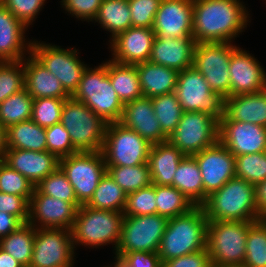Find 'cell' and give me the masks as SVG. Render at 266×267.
I'll return each instance as SVG.
<instances>
[{"mask_svg": "<svg viewBox=\"0 0 266 267\" xmlns=\"http://www.w3.org/2000/svg\"><path fill=\"white\" fill-rule=\"evenodd\" d=\"M243 4L240 0H193L195 42H233L250 23L249 11Z\"/></svg>", "mask_w": 266, "mask_h": 267, "instance_id": "obj_1", "label": "cell"}, {"mask_svg": "<svg viewBox=\"0 0 266 267\" xmlns=\"http://www.w3.org/2000/svg\"><path fill=\"white\" fill-rule=\"evenodd\" d=\"M207 226L202 206L169 218L157 252L161 263L207 248Z\"/></svg>", "mask_w": 266, "mask_h": 267, "instance_id": "obj_2", "label": "cell"}, {"mask_svg": "<svg viewBox=\"0 0 266 267\" xmlns=\"http://www.w3.org/2000/svg\"><path fill=\"white\" fill-rule=\"evenodd\" d=\"M208 220L258 221L255 185L234 177L201 205Z\"/></svg>", "mask_w": 266, "mask_h": 267, "instance_id": "obj_3", "label": "cell"}, {"mask_svg": "<svg viewBox=\"0 0 266 267\" xmlns=\"http://www.w3.org/2000/svg\"><path fill=\"white\" fill-rule=\"evenodd\" d=\"M123 212L94 209L81 205L77 209L76 218L71 230L74 248L77 245L98 248L99 246L115 245L116 251L120 242Z\"/></svg>", "mask_w": 266, "mask_h": 267, "instance_id": "obj_4", "label": "cell"}, {"mask_svg": "<svg viewBox=\"0 0 266 267\" xmlns=\"http://www.w3.org/2000/svg\"><path fill=\"white\" fill-rule=\"evenodd\" d=\"M72 97L83 102L107 124L121 119L124 104L110 82L107 61L94 69L87 67Z\"/></svg>", "mask_w": 266, "mask_h": 267, "instance_id": "obj_5", "label": "cell"}, {"mask_svg": "<svg viewBox=\"0 0 266 267\" xmlns=\"http://www.w3.org/2000/svg\"><path fill=\"white\" fill-rule=\"evenodd\" d=\"M254 222L208 220L207 249L212 266L243 265L248 229Z\"/></svg>", "mask_w": 266, "mask_h": 267, "instance_id": "obj_6", "label": "cell"}, {"mask_svg": "<svg viewBox=\"0 0 266 267\" xmlns=\"http://www.w3.org/2000/svg\"><path fill=\"white\" fill-rule=\"evenodd\" d=\"M60 123L69 133L77 152L102 151L107 123L83 102L67 98Z\"/></svg>", "mask_w": 266, "mask_h": 267, "instance_id": "obj_7", "label": "cell"}, {"mask_svg": "<svg viewBox=\"0 0 266 267\" xmlns=\"http://www.w3.org/2000/svg\"><path fill=\"white\" fill-rule=\"evenodd\" d=\"M152 144L119 122L108 123L102 154L106 166H137L148 162Z\"/></svg>", "mask_w": 266, "mask_h": 267, "instance_id": "obj_8", "label": "cell"}, {"mask_svg": "<svg viewBox=\"0 0 266 267\" xmlns=\"http://www.w3.org/2000/svg\"><path fill=\"white\" fill-rule=\"evenodd\" d=\"M175 93L183 112L207 113L218 121L224 116L225 98L194 67L178 72Z\"/></svg>", "mask_w": 266, "mask_h": 267, "instance_id": "obj_9", "label": "cell"}, {"mask_svg": "<svg viewBox=\"0 0 266 267\" xmlns=\"http://www.w3.org/2000/svg\"><path fill=\"white\" fill-rule=\"evenodd\" d=\"M59 167L73 186L76 198L85 205L107 172L102 151L77 152L59 159Z\"/></svg>", "mask_w": 266, "mask_h": 267, "instance_id": "obj_10", "label": "cell"}, {"mask_svg": "<svg viewBox=\"0 0 266 267\" xmlns=\"http://www.w3.org/2000/svg\"><path fill=\"white\" fill-rule=\"evenodd\" d=\"M31 54L62 83L71 96L74 94L88 67L79 59V52L76 48L65 49L33 40Z\"/></svg>", "mask_w": 266, "mask_h": 267, "instance_id": "obj_11", "label": "cell"}, {"mask_svg": "<svg viewBox=\"0 0 266 267\" xmlns=\"http://www.w3.org/2000/svg\"><path fill=\"white\" fill-rule=\"evenodd\" d=\"M168 141L185 156H192L219 141V121L202 112H183Z\"/></svg>", "mask_w": 266, "mask_h": 267, "instance_id": "obj_12", "label": "cell"}, {"mask_svg": "<svg viewBox=\"0 0 266 267\" xmlns=\"http://www.w3.org/2000/svg\"><path fill=\"white\" fill-rule=\"evenodd\" d=\"M237 47L230 42L195 45L193 67L203 75L210 89L223 98L230 97L229 63Z\"/></svg>", "mask_w": 266, "mask_h": 267, "instance_id": "obj_13", "label": "cell"}, {"mask_svg": "<svg viewBox=\"0 0 266 267\" xmlns=\"http://www.w3.org/2000/svg\"><path fill=\"white\" fill-rule=\"evenodd\" d=\"M167 223L168 218L158 214L124 215L120 242L114 255L121 257L132 251L158 252Z\"/></svg>", "mask_w": 266, "mask_h": 267, "instance_id": "obj_14", "label": "cell"}, {"mask_svg": "<svg viewBox=\"0 0 266 267\" xmlns=\"http://www.w3.org/2000/svg\"><path fill=\"white\" fill-rule=\"evenodd\" d=\"M74 250L71 230L36 228L29 267H73Z\"/></svg>", "mask_w": 266, "mask_h": 267, "instance_id": "obj_15", "label": "cell"}, {"mask_svg": "<svg viewBox=\"0 0 266 267\" xmlns=\"http://www.w3.org/2000/svg\"><path fill=\"white\" fill-rule=\"evenodd\" d=\"M199 167L204 186V202L235 177V156L220 141L192 155Z\"/></svg>", "mask_w": 266, "mask_h": 267, "instance_id": "obj_16", "label": "cell"}, {"mask_svg": "<svg viewBox=\"0 0 266 267\" xmlns=\"http://www.w3.org/2000/svg\"><path fill=\"white\" fill-rule=\"evenodd\" d=\"M77 208L59 198L42 194L34 188L29 206L28 224L35 228H65L70 230L76 218Z\"/></svg>", "mask_w": 266, "mask_h": 267, "instance_id": "obj_17", "label": "cell"}, {"mask_svg": "<svg viewBox=\"0 0 266 267\" xmlns=\"http://www.w3.org/2000/svg\"><path fill=\"white\" fill-rule=\"evenodd\" d=\"M219 141L234 156L266 152V127L248 122L220 120Z\"/></svg>", "mask_w": 266, "mask_h": 267, "instance_id": "obj_18", "label": "cell"}, {"mask_svg": "<svg viewBox=\"0 0 266 267\" xmlns=\"http://www.w3.org/2000/svg\"><path fill=\"white\" fill-rule=\"evenodd\" d=\"M152 29L156 37H192L193 0H162Z\"/></svg>", "mask_w": 266, "mask_h": 267, "instance_id": "obj_19", "label": "cell"}, {"mask_svg": "<svg viewBox=\"0 0 266 267\" xmlns=\"http://www.w3.org/2000/svg\"><path fill=\"white\" fill-rule=\"evenodd\" d=\"M155 37L152 28L130 27L110 41L111 59L123 64L146 62Z\"/></svg>", "mask_w": 266, "mask_h": 267, "instance_id": "obj_20", "label": "cell"}, {"mask_svg": "<svg viewBox=\"0 0 266 267\" xmlns=\"http://www.w3.org/2000/svg\"><path fill=\"white\" fill-rule=\"evenodd\" d=\"M228 72L230 97L261 92L265 70L249 51L238 46L231 54Z\"/></svg>", "mask_w": 266, "mask_h": 267, "instance_id": "obj_21", "label": "cell"}, {"mask_svg": "<svg viewBox=\"0 0 266 267\" xmlns=\"http://www.w3.org/2000/svg\"><path fill=\"white\" fill-rule=\"evenodd\" d=\"M119 123L134 130L152 145L168 141L154 113L151 98L141 97L124 104Z\"/></svg>", "mask_w": 266, "mask_h": 267, "instance_id": "obj_22", "label": "cell"}, {"mask_svg": "<svg viewBox=\"0 0 266 267\" xmlns=\"http://www.w3.org/2000/svg\"><path fill=\"white\" fill-rule=\"evenodd\" d=\"M2 160L34 186L59 167V158L48 151L7 149Z\"/></svg>", "mask_w": 266, "mask_h": 267, "instance_id": "obj_23", "label": "cell"}, {"mask_svg": "<svg viewBox=\"0 0 266 267\" xmlns=\"http://www.w3.org/2000/svg\"><path fill=\"white\" fill-rule=\"evenodd\" d=\"M193 37H155L148 61L179 71L193 67L195 49Z\"/></svg>", "mask_w": 266, "mask_h": 267, "instance_id": "obj_24", "label": "cell"}, {"mask_svg": "<svg viewBox=\"0 0 266 267\" xmlns=\"http://www.w3.org/2000/svg\"><path fill=\"white\" fill-rule=\"evenodd\" d=\"M26 30L20 20L0 5V62L20 61L31 53L32 41L25 39Z\"/></svg>", "mask_w": 266, "mask_h": 267, "instance_id": "obj_25", "label": "cell"}, {"mask_svg": "<svg viewBox=\"0 0 266 267\" xmlns=\"http://www.w3.org/2000/svg\"><path fill=\"white\" fill-rule=\"evenodd\" d=\"M27 58L25 57L23 59L25 88L32 98L67 99L71 97V95L64 89L62 83L31 53Z\"/></svg>", "mask_w": 266, "mask_h": 267, "instance_id": "obj_26", "label": "cell"}, {"mask_svg": "<svg viewBox=\"0 0 266 267\" xmlns=\"http://www.w3.org/2000/svg\"><path fill=\"white\" fill-rule=\"evenodd\" d=\"M220 120L248 122L266 127V97L261 92L227 97L224 116Z\"/></svg>", "mask_w": 266, "mask_h": 267, "instance_id": "obj_27", "label": "cell"}, {"mask_svg": "<svg viewBox=\"0 0 266 267\" xmlns=\"http://www.w3.org/2000/svg\"><path fill=\"white\" fill-rule=\"evenodd\" d=\"M184 156L169 141L152 145L147 162L152 184L171 186L174 173Z\"/></svg>", "mask_w": 266, "mask_h": 267, "instance_id": "obj_28", "label": "cell"}, {"mask_svg": "<svg viewBox=\"0 0 266 267\" xmlns=\"http://www.w3.org/2000/svg\"><path fill=\"white\" fill-rule=\"evenodd\" d=\"M143 97L153 98L175 92L178 71L150 61L135 64Z\"/></svg>", "mask_w": 266, "mask_h": 267, "instance_id": "obj_29", "label": "cell"}, {"mask_svg": "<svg viewBox=\"0 0 266 267\" xmlns=\"http://www.w3.org/2000/svg\"><path fill=\"white\" fill-rule=\"evenodd\" d=\"M107 74L110 82L123 104L143 97L135 64L107 61Z\"/></svg>", "mask_w": 266, "mask_h": 267, "instance_id": "obj_30", "label": "cell"}, {"mask_svg": "<svg viewBox=\"0 0 266 267\" xmlns=\"http://www.w3.org/2000/svg\"><path fill=\"white\" fill-rule=\"evenodd\" d=\"M195 206L204 203V186L198 164L193 156H184L174 173L172 185Z\"/></svg>", "mask_w": 266, "mask_h": 267, "instance_id": "obj_31", "label": "cell"}, {"mask_svg": "<svg viewBox=\"0 0 266 267\" xmlns=\"http://www.w3.org/2000/svg\"><path fill=\"white\" fill-rule=\"evenodd\" d=\"M46 142L45 128L31 119L7 128V149L47 151Z\"/></svg>", "mask_w": 266, "mask_h": 267, "instance_id": "obj_32", "label": "cell"}, {"mask_svg": "<svg viewBox=\"0 0 266 267\" xmlns=\"http://www.w3.org/2000/svg\"><path fill=\"white\" fill-rule=\"evenodd\" d=\"M94 20L101 28L110 32V42L118 34L132 27L128 0H103Z\"/></svg>", "mask_w": 266, "mask_h": 267, "instance_id": "obj_33", "label": "cell"}, {"mask_svg": "<svg viewBox=\"0 0 266 267\" xmlns=\"http://www.w3.org/2000/svg\"><path fill=\"white\" fill-rule=\"evenodd\" d=\"M36 228L25 223L16 231L0 239V248L12 255L24 267L32 260Z\"/></svg>", "mask_w": 266, "mask_h": 267, "instance_id": "obj_34", "label": "cell"}, {"mask_svg": "<svg viewBox=\"0 0 266 267\" xmlns=\"http://www.w3.org/2000/svg\"><path fill=\"white\" fill-rule=\"evenodd\" d=\"M126 200V192L106 172L86 205L94 209L124 212Z\"/></svg>", "mask_w": 266, "mask_h": 267, "instance_id": "obj_35", "label": "cell"}, {"mask_svg": "<svg viewBox=\"0 0 266 267\" xmlns=\"http://www.w3.org/2000/svg\"><path fill=\"white\" fill-rule=\"evenodd\" d=\"M156 214L173 218L189 212L195 205L173 186L155 185Z\"/></svg>", "mask_w": 266, "mask_h": 267, "instance_id": "obj_36", "label": "cell"}, {"mask_svg": "<svg viewBox=\"0 0 266 267\" xmlns=\"http://www.w3.org/2000/svg\"><path fill=\"white\" fill-rule=\"evenodd\" d=\"M34 98L26 88L12 94L0 103V122L6 128L31 119Z\"/></svg>", "mask_w": 266, "mask_h": 267, "instance_id": "obj_37", "label": "cell"}, {"mask_svg": "<svg viewBox=\"0 0 266 267\" xmlns=\"http://www.w3.org/2000/svg\"><path fill=\"white\" fill-rule=\"evenodd\" d=\"M107 172L129 194L152 184L148 163L137 166H106Z\"/></svg>", "mask_w": 266, "mask_h": 267, "instance_id": "obj_38", "label": "cell"}, {"mask_svg": "<svg viewBox=\"0 0 266 267\" xmlns=\"http://www.w3.org/2000/svg\"><path fill=\"white\" fill-rule=\"evenodd\" d=\"M151 102L162 132L169 138L183 114L177 95L175 92L159 95L151 98Z\"/></svg>", "mask_w": 266, "mask_h": 267, "instance_id": "obj_39", "label": "cell"}, {"mask_svg": "<svg viewBox=\"0 0 266 267\" xmlns=\"http://www.w3.org/2000/svg\"><path fill=\"white\" fill-rule=\"evenodd\" d=\"M244 267H266V222L255 221L248 229Z\"/></svg>", "mask_w": 266, "mask_h": 267, "instance_id": "obj_40", "label": "cell"}, {"mask_svg": "<svg viewBox=\"0 0 266 267\" xmlns=\"http://www.w3.org/2000/svg\"><path fill=\"white\" fill-rule=\"evenodd\" d=\"M35 187L42 194L71 202L77 209L81 206L76 198L73 186L60 167L42 179Z\"/></svg>", "mask_w": 266, "mask_h": 267, "instance_id": "obj_41", "label": "cell"}, {"mask_svg": "<svg viewBox=\"0 0 266 267\" xmlns=\"http://www.w3.org/2000/svg\"><path fill=\"white\" fill-rule=\"evenodd\" d=\"M235 177L256 185L266 179V152L235 156Z\"/></svg>", "mask_w": 266, "mask_h": 267, "instance_id": "obj_42", "label": "cell"}, {"mask_svg": "<svg viewBox=\"0 0 266 267\" xmlns=\"http://www.w3.org/2000/svg\"><path fill=\"white\" fill-rule=\"evenodd\" d=\"M25 88L23 60L0 62V103Z\"/></svg>", "mask_w": 266, "mask_h": 267, "instance_id": "obj_43", "label": "cell"}, {"mask_svg": "<svg viewBox=\"0 0 266 267\" xmlns=\"http://www.w3.org/2000/svg\"><path fill=\"white\" fill-rule=\"evenodd\" d=\"M34 188L26 177L0 160V192L26 197L30 201Z\"/></svg>", "mask_w": 266, "mask_h": 267, "instance_id": "obj_44", "label": "cell"}, {"mask_svg": "<svg viewBox=\"0 0 266 267\" xmlns=\"http://www.w3.org/2000/svg\"><path fill=\"white\" fill-rule=\"evenodd\" d=\"M65 100L59 98L34 99L31 120L43 128L60 123Z\"/></svg>", "mask_w": 266, "mask_h": 267, "instance_id": "obj_45", "label": "cell"}, {"mask_svg": "<svg viewBox=\"0 0 266 267\" xmlns=\"http://www.w3.org/2000/svg\"><path fill=\"white\" fill-rule=\"evenodd\" d=\"M155 184L127 194L124 215L141 216L156 214Z\"/></svg>", "mask_w": 266, "mask_h": 267, "instance_id": "obj_46", "label": "cell"}, {"mask_svg": "<svg viewBox=\"0 0 266 267\" xmlns=\"http://www.w3.org/2000/svg\"><path fill=\"white\" fill-rule=\"evenodd\" d=\"M47 151L59 159L77 153L73 147L69 133L61 123L45 128Z\"/></svg>", "mask_w": 266, "mask_h": 267, "instance_id": "obj_47", "label": "cell"}, {"mask_svg": "<svg viewBox=\"0 0 266 267\" xmlns=\"http://www.w3.org/2000/svg\"><path fill=\"white\" fill-rule=\"evenodd\" d=\"M162 0H128L132 27L152 28Z\"/></svg>", "mask_w": 266, "mask_h": 267, "instance_id": "obj_48", "label": "cell"}, {"mask_svg": "<svg viewBox=\"0 0 266 267\" xmlns=\"http://www.w3.org/2000/svg\"><path fill=\"white\" fill-rule=\"evenodd\" d=\"M46 0H3L2 4L27 28L37 18Z\"/></svg>", "mask_w": 266, "mask_h": 267, "instance_id": "obj_49", "label": "cell"}, {"mask_svg": "<svg viewBox=\"0 0 266 267\" xmlns=\"http://www.w3.org/2000/svg\"><path fill=\"white\" fill-rule=\"evenodd\" d=\"M103 0H61V5L78 20L93 22Z\"/></svg>", "mask_w": 266, "mask_h": 267, "instance_id": "obj_50", "label": "cell"}, {"mask_svg": "<svg viewBox=\"0 0 266 267\" xmlns=\"http://www.w3.org/2000/svg\"><path fill=\"white\" fill-rule=\"evenodd\" d=\"M29 206L26 197L0 192V211L16 216L23 224L28 222Z\"/></svg>", "mask_w": 266, "mask_h": 267, "instance_id": "obj_51", "label": "cell"}, {"mask_svg": "<svg viewBox=\"0 0 266 267\" xmlns=\"http://www.w3.org/2000/svg\"><path fill=\"white\" fill-rule=\"evenodd\" d=\"M162 267H212L208 249L162 262Z\"/></svg>", "mask_w": 266, "mask_h": 267, "instance_id": "obj_52", "label": "cell"}, {"mask_svg": "<svg viewBox=\"0 0 266 267\" xmlns=\"http://www.w3.org/2000/svg\"><path fill=\"white\" fill-rule=\"evenodd\" d=\"M121 258L132 267H162L157 252L132 251L124 253Z\"/></svg>", "mask_w": 266, "mask_h": 267, "instance_id": "obj_53", "label": "cell"}, {"mask_svg": "<svg viewBox=\"0 0 266 267\" xmlns=\"http://www.w3.org/2000/svg\"><path fill=\"white\" fill-rule=\"evenodd\" d=\"M23 223L5 211H0V239L16 231Z\"/></svg>", "mask_w": 266, "mask_h": 267, "instance_id": "obj_54", "label": "cell"}, {"mask_svg": "<svg viewBox=\"0 0 266 267\" xmlns=\"http://www.w3.org/2000/svg\"><path fill=\"white\" fill-rule=\"evenodd\" d=\"M255 201L260 219L266 218V179L255 185Z\"/></svg>", "mask_w": 266, "mask_h": 267, "instance_id": "obj_55", "label": "cell"}, {"mask_svg": "<svg viewBox=\"0 0 266 267\" xmlns=\"http://www.w3.org/2000/svg\"><path fill=\"white\" fill-rule=\"evenodd\" d=\"M0 267H24L12 255L0 248Z\"/></svg>", "mask_w": 266, "mask_h": 267, "instance_id": "obj_56", "label": "cell"}, {"mask_svg": "<svg viewBox=\"0 0 266 267\" xmlns=\"http://www.w3.org/2000/svg\"><path fill=\"white\" fill-rule=\"evenodd\" d=\"M7 150V128L0 122V158L4 156Z\"/></svg>", "mask_w": 266, "mask_h": 267, "instance_id": "obj_57", "label": "cell"}, {"mask_svg": "<svg viewBox=\"0 0 266 267\" xmlns=\"http://www.w3.org/2000/svg\"><path fill=\"white\" fill-rule=\"evenodd\" d=\"M115 262L113 263V265H108L106 267H132L130 265H128L121 257L119 256H115L114 257Z\"/></svg>", "mask_w": 266, "mask_h": 267, "instance_id": "obj_58", "label": "cell"}, {"mask_svg": "<svg viewBox=\"0 0 266 267\" xmlns=\"http://www.w3.org/2000/svg\"><path fill=\"white\" fill-rule=\"evenodd\" d=\"M261 93L266 97V72L263 78V84L261 88Z\"/></svg>", "mask_w": 266, "mask_h": 267, "instance_id": "obj_59", "label": "cell"}, {"mask_svg": "<svg viewBox=\"0 0 266 267\" xmlns=\"http://www.w3.org/2000/svg\"><path fill=\"white\" fill-rule=\"evenodd\" d=\"M212 267H244V266L240 265V266H212Z\"/></svg>", "mask_w": 266, "mask_h": 267, "instance_id": "obj_60", "label": "cell"}]
</instances>
